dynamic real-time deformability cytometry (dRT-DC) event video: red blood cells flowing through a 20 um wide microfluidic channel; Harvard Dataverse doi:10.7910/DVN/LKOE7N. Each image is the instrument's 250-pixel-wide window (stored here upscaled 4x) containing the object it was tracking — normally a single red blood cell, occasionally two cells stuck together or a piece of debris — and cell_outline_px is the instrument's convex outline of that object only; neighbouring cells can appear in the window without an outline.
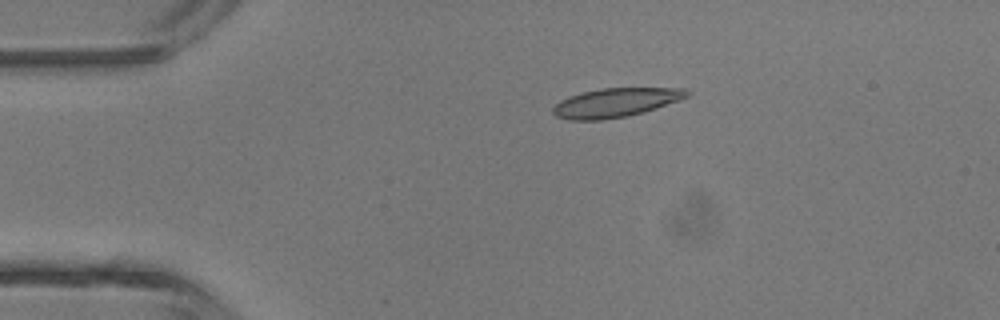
{"species": "common noctule bat (a hibernating species)", "species_latin": "Nyctalus noctula", "temperature_condition": "room temperature", "stored_images_in_passage": 4, "camera_frame_rate_fps": 3000, "um_per_image_px": 0.085, "animal": {"sex": "male", "body_mass_g": 13.3}, "frame": {"image": 1, "passage_image": 3, "time_ms": 2.333, "image_size_px": [1000, 320], "cell_outline_px": [[692, 92], [688, 96], [656, 108], [644, 112], [628, 116], [600, 120], [568, 120], [556, 116], [552, 112], [552, 108], [560, 100], [568, 96], [580, 92], [600, 88], [688, 88]], "centroid_in_image_um": [52.31, 8.71], "position_along_channel_um": 32.7, "area_um2": 22.77}}